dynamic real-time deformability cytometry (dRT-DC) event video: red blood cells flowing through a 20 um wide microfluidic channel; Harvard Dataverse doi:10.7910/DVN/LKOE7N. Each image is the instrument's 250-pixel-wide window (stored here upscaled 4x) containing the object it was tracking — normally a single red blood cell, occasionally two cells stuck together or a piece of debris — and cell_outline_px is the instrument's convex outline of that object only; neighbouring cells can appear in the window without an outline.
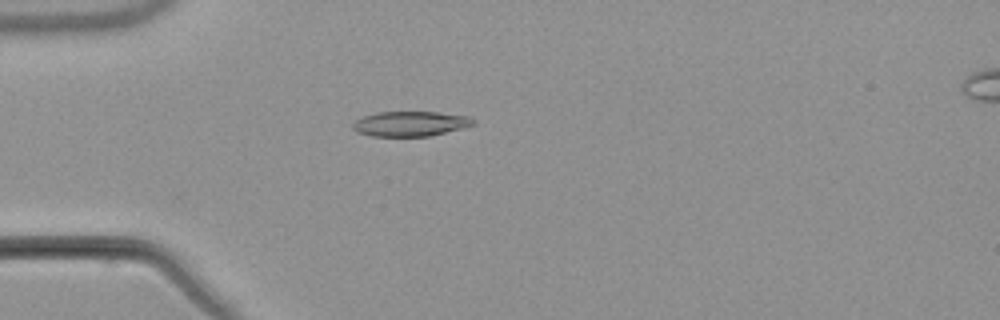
{"species": "common noctule bat (a hibernating species)", "species_latin": "Nyctalus noctula", "temperature_condition": "warm", "stored_images_in_passage": 4, "camera_frame_rate_fps": 3000, "um_per_image_px": 0.085, "animal": {"sex": "male", "body_mass_g": 21.5, "forearm_length_mm": 52.0}, "frame": {"image": 1, "passage_image": 4, "time_ms": 3.667, "image_size_px": [1000, 320], "cell_outline_px": [[476, 124], [464, 128], [428, 136], [372, 136], [356, 132], [352, 128], [352, 124], [356, 120], [364, 116], [376, 112], [436, 112], [468, 116], [476, 120]], "centroid_in_image_um": [34.89, 10.52], "position_along_channel_um": 50.1, "area_um2": 17.57}}